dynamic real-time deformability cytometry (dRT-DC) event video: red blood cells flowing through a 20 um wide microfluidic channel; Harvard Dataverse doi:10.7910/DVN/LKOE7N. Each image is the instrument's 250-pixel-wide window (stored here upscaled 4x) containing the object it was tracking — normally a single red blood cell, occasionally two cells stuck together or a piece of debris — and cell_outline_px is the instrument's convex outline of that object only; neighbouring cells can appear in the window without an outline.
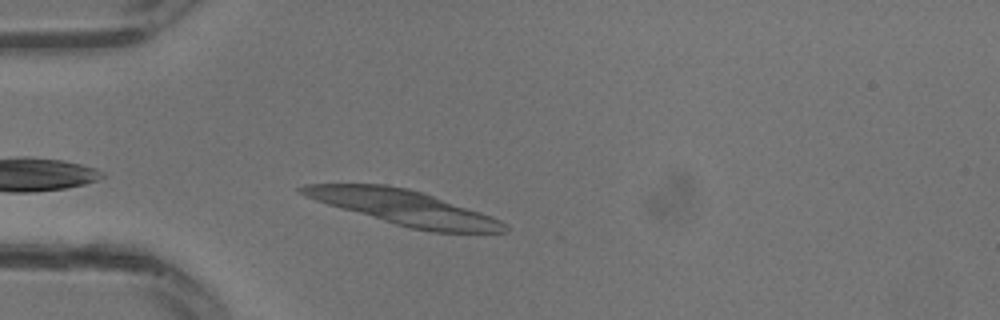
{"species": "common noctule bat (a hibernating species)", "species_latin": "Nyctalus noctula", "temperature_condition": "warm", "stored_images_in_passage": 8, "camera_frame_rate_fps": 3000, "um_per_image_px": 0.085, "animal": {"sex": "male", "body_mass_g": 13.3}, "frame": {"image": 1, "passage_image": 2, "time_ms": 0.333, "image_size_px": [1000, 320], "cell_outline_px": [[508, 232], [432, 232], [412, 228], [396, 224], [328, 204], [316, 200], [300, 192], [296, 188], [304, 184], [384, 184], [408, 188], [492, 216], [508, 224]], "centroid_in_image_um": [34.36, 17.64], "position_along_channel_um": 50.6, "area_um2": 40.17}}